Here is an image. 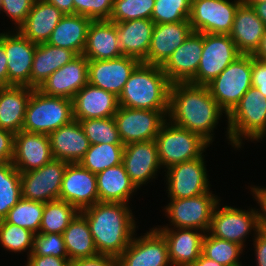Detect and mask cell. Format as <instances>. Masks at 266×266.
<instances>
[{"mask_svg":"<svg viewBox=\"0 0 266 266\" xmlns=\"http://www.w3.org/2000/svg\"><path fill=\"white\" fill-rule=\"evenodd\" d=\"M227 113L211 96L206 85L190 82L172 83L167 119L174 125L199 134L209 144L214 141V129Z\"/></svg>","mask_w":266,"mask_h":266,"instance_id":"obj_1","label":"cell"},{"mask_svg":"<svg viewBox=\"0 0 266 266\" xmlns=\"http://www.w3.org/2000/svg\"><path fill=\"white\" fill-rule=\"evenodd\" d=\"M80 213L89 224L98 254L118 258L138 228L129 204L97 202Z\"/></svg>","mask_w":266,"mask_h":266,"instance_id":"obj_2","label":"cell"},{"mask_svg":"<svg viewBox=\"0 0 266 266\" xmlns=\"http://www.w3.org/2000/svg\"><path fill=\"white\" fill-rule=\"evenodd\" d=\"M171 82L161 66L140 62L118 97L119 106L146 110H169Z\"/></svg>","mask_w":266,"mask_h":266,"instance_id":"obj_3","label":"cell"},{"mask_svg":"<svg viewBox=\"0 0 266 266\" xmlns=\"http://www.w3.org/2000/svg\"><path fill=\"white\" fill-rule=\"evenodd\" d=\"M226 121L225 136L234 149L240 150L243 140L260 142L266 132V98L251 86L227 115Z\"/></svg>","mask_w":266,"mask_h":266,"instance_id":"obj_4","label":"cell"},{"mask_svg":"<svg viewBox=\"0 0 266 266\" xmlns=\"http://www.w3.org/2000/svg\"><path fill=\"white\" fill-rule=\"evenodd\" d=\"M72 120V99L48 96L34 89L27 103L22 130L49 135Z\"/></svg>","mask_w":266,"mask_h":266,"instance_id":"obj_5","label":"cell"},{"mask_svg":"<svg viewBox=\"0 0 266 266\" xmlns=\"http://www.w3.org/2000/svg\"><path fill=\"white\" fill-rule=\"evenodd\" d=\"M164 171L174 165L201 157L210 144L199 134L172 124L168 119L155 138Z\"/></svg>","mask_w":266,"mask_h":266,"instance_id":"obj_6","label":"cell"},{"mask_svg":"<svg viewBox=\"0 0 266 266\" xmlns=\"http://www.w3.org/2000/svg\"><path fill=\"white\" fill-rule=\"evenodd\" d=\"M251 76L252 54H241L206 86L228 115L252 86Z\"/></svg>","mask_w":266,"mask_h":266,"instance_id":"obj_7","label":"cell"},{"mask_svg":"<svg viewBox=\"0 0 266 266\" xmlns=\"http://www.w3.org/2000/svg\"><path fill=\"white\" fill-rule=\"evenodd\" d=\"M219 201L221 200L218 195L212 194V191L195 197L170 199L163 211L171 224L157 227L189 228L206 233L210 228L212 214Z\"/></svg>","mask_w":266,"mask_h":266,"instance_id":"obj_8","label":"cell"},{"mask_svg":"<svg viewBox=\"0 0 266 266\" xmlns=\"http://www.w3.org/2000/svg\"><path fill=\"white\" fill-rule=\"evenodd\" d=\"M241 0H192L189 21L193 32L229 35Z\"/></svg>","mask_w":266,"mask_h":266,"instance_id":"obj_9","label":"cell"},{"mask_svg":"<svg viewBox=\"0 0 266 266\" xmlns=\"http://www.w3.org/2000/svg\"><path fill=\"white\" fill-rule=\"evenodd\" d=\"M216 205L208 233L214 237L237 243L245 249L246 238L258 231L256 209L248 210L224 205Z\"/></svg>","mask_w":266,"mask_h":266,"instance_id":"obj_10","label":"cell"},{"mask_svg":"<svg viewBox=\"0 0 266 266\" xmlns=\"http://www.w3.org/2000/svg\"><path fill=\"white\" fill-rule=\"evenodd\" d=\"M169 110H146L119 106L114 115L124 145L155 140Z\"/></svg>","mask_w":266,"mask_h":266,"instance_id":"obj_11","label":"cell"},{"mask_svg":"<svg viewBox=\"0 0 266 266\" xmlns=\"http://www.w3.org/2000/svg\"><path fill=\"white\" fill-rule=\"evenodd\" d=\"M241 53L229 35L203 33V50L196 75L189 81L207 85Z\"/></svg>","mask_w":266,"mask_h":266,"instance_id":"obj_12","label":"cell"},{"mask_svg":"<svg viewBox=\"0 0 266 266\" xmlns=\"http://www.w3.org/2000/svg\"><path fill=\"white\" fill-rule=\"evenodd\" d=\"M205 155L171 166L165 170L169 199L195 197L210 191Z\"/></svg>","mask_w":266,"mask_h":266,"instance_id":"obj_13","label":"cell"},{"mask_svg":"<svg viewBox=\"0 0 266 266\" xmlns=\"http://www.w3.org/2000/svg\"><path fill=\"white\" fill-rule=\"evenodd\" d=\"M68 164L53 159L38 169L20 172L22 198L42 203L58 200Z\"/></svg>","mask_w":266,"mask_h":266,"instance_id":"obj_14","label":"cell"},{"mask_svg":"<svg viewBox=\"0 0 266 266\" xmlns=\"http://www.w3.org/2000/svg\"><path fill=\"white\" fill-rule=\"evenodd\" d=\"M134 236L117 258L118 266H172L166 239L156 228Z\"/></svg>","mask_w":266,"mask_h":266,"instance_id":"obj_15","label":"cell"},{"mask_svg":"<svg viewBox=\"0 0 266 266\" xmlns=\"http://www.w3.org/2000/svg\"><path fill=\"white\" fill-rule=\"evenodd\" d=\"M36 45L15 28L13 31L11 29V31L3 33L9 86L30 87V76Z\"/></svg>","mask_w":266,"mask_h":266,"instance_id":"obj_16","label":"cell"},{"mask_svg":"<svg viewBox=\"0 0 266 266\" xmlns=\"http://www.w3.org/2000/svg\"><path fill=\"white\" fill-rule=\"evenodd\" d=\"M122 164L138 189L154 180L162 168L155 140L125 145Z\"/></svg>","mask_w":266,"mask_h":266,"instance_id":"obj_17","label":"cell"},{"mask_svg":"<svg viewBox=\"0 0 266 266\" xmlns=\"http://www.w3.org/2000/svg\"><path fill=\"white\" fill-rule=\"evenodd\" d=\"M59 200L70 203L79 212L99 202L96 174L79 163H69L63 176Z\"/></svg>","mask_w":266,"mask_h":266,"instance_id":"obj_18","label":"cell"},{"mask_svg":"<svg viewBox=\"0 0 266 266\" xmlns=\"http://www.w3.org/2000/svg\"><path fill=\"white\" fill-rule=\"evenodd\" d=\"M139 63L138 59L124 55L109 60H89L88 83L119 97Z\"/></svg>","mask_w":266,"mask_h":266,"instance_id":"obj_19","label":"cell"},{"mask_svg":"<svg viewBox=\"0 0 266 266\" xmlns=\"http://www.w3.org/2000/svg\"><path fill=\"white\" fill-rule=\"evenodd\" d=\"M88 64L89 60L84 55H78L52 73L38 90L48 96L73 99L88 83Z\"/></svg>","mask_w":266,"mask_h":266,"instance_id":"obj_20","label":"cell"},{"mask_svg":"<svg viewBox=\"0 0 266 266\" xmlns=\"http://www.w3.org/2000/svg\"><path fill=\"white\" fill-rule=\"evenodd\" d=\"M53 159L49 135L23 130L15 133L12 164L19 172L38 169Z\"/></svg>","mask_w":266,"mask_h":266,"instance_id":"obj_21","label":"cell"},{"mask_svg":"<svg viewBox=\"0 0 266 266\" xmlns=\"http://www.w3.org/2000/svg\"><path fill=\"white\" fill-rule=\"evenodd\" d=\"M203 50V33L192 32L161 66L171 83L189 82L198 70Z\"/></svg>","mask_w":266,"mask_h":266,"instance_id":"obj_22","label":"cell"},{"mask_svg":"<svg viewBox=\"0 0 266 266\" xmlns=\"http://www.w3.org/2000/svg\"><path fill=\"white\" fill-rule=\"evenodd\" d=\"M192 32L189 20L155 24L144 63L162 66Z\"/></svg>","mask_w":266,"mask_h":266,"instance_id":"obj_23","label":"cell"},{"mask_svg":"<svg viewBox=\"0 0 266 266\" xmlns=\"http://www.w3.org/2000/svg\"><path fill=\"white\" fill-rule=\"evenodd\" d=\"M75 120L114 117L119 108L118 97L87 83L72 99Z\"/></svg>","mask_w":266,"mask_h":266,"instance_id":"obj_24","label":"cell"},{"mask_svg":"<svg viewBox=\"0 0 266 266\" xmlns=\"http://www.w3.org/2000/svg\"><path fill=\"white\" fill-rule=\"evenodd\" d=\"M166 239L172 266H191L201 255L205 232L189 228H157Z\"/></svg>","mask_w":266,"mask_h":266,"instance_id":"obj_25","label":"cell"},{"mask_svg":"<svg viewBox=\"0 0 266 266\" xmlns=\"http://www.w3.org/2000/svg\"><path fill=\"white\" fill-rule=\"evenodd\" d=\"M54 159L79 163L90 143L78 120H72L49 134Z\"/></svg>","mask_w":266,"mask_h":266,"instance_id":"obj_26","label":"cell"},{"mask_svg":"<svg viewBox=\"0 0 266 266\" xmlns=\"http://www.w3.org/2000/svg\"><path fill=\"white\" fill-rule=\"evenodd\" d=\"M266 31L263 21L252 6L241 3L236 11L229 36L241 54H253Z\"/></svg>","mask_w":266,"mask_h":266,"instance_id":"obj_27","label":"cell"},{"mask_svg":"<svg viewBox=\"0 0 266 266\" xmlns=\"http://www.w3.org/2000/svg\"><path fill=\"white\" fill-rule=\"evenodd\" d=\"M82 55L88 60H109L122 56L116 24L110 20H92Z\"/></svg>","mask_w":266,"mask_h":266,"instance_id":"obj_28","label":"cell"},{"mask_svg":"<svg viewBox=\"0 0 266 266\" xmlns=\"http://www.w3.org/2000/svg\"><path fill=\"white\" fill-rule=\"evenodd\" d=\"M115 24L122 55L144 62L147 59L155 23L151 19H134Z\"/></svg>","mask_w":266,"mask_h":266,"instance_id":"obj_29","label":"cell"},{"mask_svg":"<svg viewBox=\"0 0 266 266\" xmlns=\"http://www.w3.org/2000/svg\"><path fill=\"white\" fill-rule=\"evenodd\" d=\"M64 15L57 7L45 0H35L25 22L17 30L32 43H47Z\"/></svg>","mask_w":266,"mask_h":266,"instance_id":"obj_30","label":"cell"},{"mask_svg":"<svg viewBox=\"0 0 266 266\" xmlns=\"http://www.w3.org/2000/svg\"><path fill=\"white\" fill-rule=\"evenodd\" d=\"M34 89L28 86L0 88V128L18 133L22 130L28 100Z\"/></svg>","mask_w":266,"mask_h":266,"instance_id":"obj_31","label":"cell"},{"mask_svg":"<svg viewBox=\"0 0 266 266\" xmlns=\"http://www.w3.org/2000/svg\"><path fill=\"white\" fill-rule=\"evenodd\" d=\"M96 183L99 202L129 204L131 196L138 190L122 163L97 173Z\"/></svg>","mask_w":266,"mask_h":266,"instance_id":"obj_32","label":"cell"},{"mask_svg":"<svg viewBox=\"0 0 266 266\" xmlns=\"http://www.w3.org/2000/svg\"><path fill=\"white\" fill-rule=\"evenodd\" d=\"M77 56L74 51L67 48L48 43L37 44L32 63L30 88L38 89L52 73Z\"/></svg>","mask_w":266,"mask_h":266,"instance_id":"obj_33","label":"cell"},{"mask_svg":"<svg viewBox=\"0 0 266 266\" xmlns=\"http://www.w3.org/2000/svg\"><path fill=\"white\" fill-rule=\"evenodd\" d=\"M91 22L92 19L82 15H64L54 28L47 43L70 49L77 55H82Z\"/></svg>","mask_w":266,"mask_h":266,"instance_id":"obj_34","label":"cell"},{"mask_svg":"<svg viewBox=\"0 0 266 266\" xmlns=\"http://www.w3.org/2000/svg\"><path fill=\"white\" fill-rule=\"evenodd\" d=\"M63 237L70 261L98 254L89 224L80 212L64 230Z\"/></svg>","mask_w":266,"mask_h":266,"instance_id":"obj_35","label":"cell"},{"mask_svg":"<svg viewBox=\"0 0 266 266\" xmlns=\"http://www.w3.org/2000/svg\"><path fill=\"white\" fill-rule=\"evenodd\" d=\"M124 144L90 145L79 164L92 173H99L109 167L122 163Z\"/></svg>","mask_w":266,"mask_h":266,"instance_id":"obj_36","label":"cell"},{"mask_svg":"<svg viewBox=\"0 0 266 266\" xmlns=\"http://www.w3.org/2000/svg\"><path fill=\"white\" fill-rule=\"evenodd\" d=\"M79 211L70 203L55 200L44 203L39 233L63 234Z\"/></svg>","mask_w":266,"mask_h":266,"instance_id":"obj_37","label":"cell"},{"mask_svg":"<svg viewBox=\"0 0 266 266\" xmlns=\"http://www.w3.org/2000/svg\"><path fill=\"white\" fill-rule=\"evenodd\" d=\"M244 248L234 242L204 234L201 254L210 260H214L224 266H243L240 255Z\"/></svg>","mask_w":266,"mask_h":266,"instance_id":"obj_38","label":"cell"},{"mask_svg":"<svg viewBox=\"0 0 266 266\" xmlns=\"http://www.w3.org/2000/svg\"><path fill=\"white\" fill-rule=\"evenodd\" d=\"M22 198L20 172L11 163H0V220Z\"/></svg>","mask_w":266,"mask_h":266,"instance_id":"obj_39","label":"cell"},{"mask_svg":"<svg viewBox=\"0 0 266 266\" xmlns=\"http://www.w3.org/2000/svg\"><path fill=\"white\" fill-rule=\"evenodd\" d=\"M44 203L21 198L10 210L5 220L13 225L39 233Z\"/></svg>","mask_w":266,"mask_h":266,"instance_id":"obj_40","label":"cell"},{"mask_svg":"<svg viewBox=\"0 0 266 266\" xmlns=\"http://www.w3.org/2000/svg\"><path fill=\"white\" fill-rule=\"evenodd\" d=\"M79 122L90 145L123 144L114 117L84 119Z\"/></svg>","mask_w":266,"mask_h":266,"instance_id":"obj_41","label":"cell"},{"mask_svg":"<svg viewBox=\"0 0 266 266\" xmlns=\"http://www.w3.org/2000/svg\"><path fill=\"white\" fill-rule=\"evenodd\" d=\"M34 234L29 229L8 223L5 219L0 220V244L14 253H22L27 250V257L32 253Z\"/></svg>","mask_w":266,"mask_h":266,"instance_id":"obj_42","label":"cell"},{"mask_svg":"<svg viewBox=\"0 0 266 266\" xmlns=\"http://www.w3.org/2000/svg\"><path fill=\"white\" fill-rule=\"evenodd\" d=\"M155 0H114L110 21L114 23L134 19H151Z\"/></svg>","mask_w":266,"mask_h":266,"instance_id":"obj_43","label":"cell"},{"mask_svg":"<svg viewBox=\"0 0 266 266\" xmlns=\"http://www.w3.org/2000/svg\"><path fill=\"white\" fill-rule=\"evenodd\" d=\"M192 0H155L151 20L155 24L173 23L189 19Z\"/></svg>","mask_w":266,"mask_h":266,"instance_id":"obj_44","label":"cell"},{"mask_svg":"<svg viewBox=\"0 0 266 266\" xmlns=\"http://www.w3.org/2000/svg\"><path fill=\"white\" fill-rule=\"evenodd\" d=\"M30 255L68 258L63 234L35 233L33 250Z\"/></svg>","mask_w":266,"mask_h":266,"instance_id":"obj_45","label":"cell"},{"mask_svg":"<svg viewBox=\"0 0 266 266\" xmlns=\"http://www.w3.org/2000/svg\"><path fill=\"white\" fill-rule=\"evenodd\" d=\"M74 14L92 20H109L114 0H73Z\"/></svg>","mask_w":266,"mask_h":266,"instance_id":"obj_46","label":"cell"},{"mask_svg":"<svg viewBox=\"0 0 266 266\" xmlns=\"http://www.w3.org/2000/svg\"><path fill=\"white\" fill-rule=\"evenodd\" d=\"M35 0H1L0 13L14 22L16 30L25 22ZM17 25V26H16Z\"/></svg>","mask_w":266,"mask_h":266,"instance_id":"obj_47","label":"cell"},{"mask_svg":"<svg viewBox=\"0 0 266 266\" xmlns=\"http://www.w3.org/2000/svg\"><path fill=\"white\" fill-rule=\"evenodd\" d=\"M250 189L261 209H256L258 231L266 233V187L253 185L250 186Z\"/></svg>","mask_w":266,"mask_h":266,"instance_id":"obj_48","label":"cell"},{"mask_svg":"<svg viewBox=\"0 0 266 266\" xmlns=\"http://www.w3.org/2000/svg\"><path fill=\"white\" fill-rule=\"evenodd\" d=\"M252 87L258 89L266 98V61L252 56Z\"/></svg>","mask_w":266,"mask_h":266,"instance_id":"obj_49","label":"cell"},{"mask_svg":"<svg viewBox=\"0 0 266 266\" xmlns=\"http://www.w3.org/2000/svg\"><path fill=\"white\" fill-rule=\"evenodd\" d=\"M14 136L9 130L0 128V163H11L14 156Z\"/></svg>","mask_w":266,"mask_h":266,"instance_id":"obj_50","label":"cell"},{"mask_svg":"<svg viewBox=\"0 0 266 266\" xmlns=\"http://www.w3.org/2000/svg\"><path fill=\"white\" fill-rule=\"evenodd\" d=\"M70 266H118V259L110 255L97 254L70 261Z\"/></svg>","mask_w":266,"mask_h":266,"instance_id":"obj_51","label":"cell"},{"mask_svg":"<svg viewBox=\"0 0 266 266\" xmlns=\"http://www.w3.org/2000/svg\"><path fill=\"white\" fill-rule=\"evenodd\" d=\"M25 266H70L69 258L29 255Z\"/></svg>","mask_w":266,"mask_h":266,"instance_id":"obj_52","label":"cell"},{"mask_svg":"<svg viewBox=\"0 0 266 266\" xmlns=\"http://www.w3.org/2000/svg\"><path fill=\"white\" fill-rule=\"evenodd\" d=\"M257 266H266V233L258 232L253 236Z\"/></svg>","mask_w":266,"mask_h":266,"instance_id":"obj_53","label":"cell"},{"mask_svg":"<svg viewBox=\"0 0 266 266\" xmlns=\"http://www.w3.org/2000/svg\"><path fill=\"white\" fill-rule=\"evenodd\" d=\"M9 87L7 57L3 46V32L0 33V88Z\"/></svg>","mask_w":266,"mask_h":266,"instance_id":"obj_54","label":"cell"},{"mask_svg":"<svg viewBox=\"0 0 266 266\" xmlns=\"http://www.w3.org/2000/svg\"><path fill=\"white\" fill-rule=\"evenodd\" d=\"M47 3L57 7L63 14H74L73 0H45Z\"/></svg>","mask_w":266,"mask_h":266,"instance_id":"obj_55","label":"cell"},{"mask_svg":"<svg viewBox=\"0 0 266 266\" xmlns=\"http://www.w3.org/2000/svg\"><path fill=\"white\" fill-rule=\"evenodd\" d=\"M252 56L256 59L266 61V31L260 41L259 47L252 54Z\"/></svg>","mask_w":266,"mask_h":266,"instance_id":"obj_56","label":"cell"},{"mask_svg":"<svg viewBox=\"0 0 266 266\" xmlns=\"http://www.w3.org/2000/svg\"><path fill=\"white\" fill-rule=\"evenodd\" d=\"M191 266H224L214 260H210L202 254Z\"/></svg>","mask_w":266,"mask_h":266,"instance_id":"obj_57","label":"cell"},{"mask_svg":"<svg viewBox=\"0 0 266 266\" xmlns=\"http://www.w3.org/2000/svg\"><path fill=\"white\" fill-rule=\"evenodd\" d=\"M257 16L263 21L266 26V1L257 3L253 6Z\"/></svg>","mask_w":266,"mask_h":266,"instance_id":"obj_58","label":"cell"},{"mask_svg":"<svg viewBox=\"0 0 266 266\" xmlns=\"http://www.w3.org/2000/svg\"><path fill=\"white\" fill-rule=\"evenodd\" d=\"M241 1L243 4L253 7L255 4L266 1V0H241Z\"/></svg>","mask_w":266,"mask_h":266,"instance_id":"obj_59","label":"cell"},{"mask_svg":"<svg viewBox=\"0 0 266 266\" xmlns=\"http://www.w3.org/2000/svg\"><path fill=\"white\" fill-rule=\"evenodd\" d=\"M264 137H266V132L262 135V137L259 140L262 141Z\"/></svg>","mask_w":266,"mask_h":266,"instance_id":"obj_60","label":"cell"}]
</instances>
